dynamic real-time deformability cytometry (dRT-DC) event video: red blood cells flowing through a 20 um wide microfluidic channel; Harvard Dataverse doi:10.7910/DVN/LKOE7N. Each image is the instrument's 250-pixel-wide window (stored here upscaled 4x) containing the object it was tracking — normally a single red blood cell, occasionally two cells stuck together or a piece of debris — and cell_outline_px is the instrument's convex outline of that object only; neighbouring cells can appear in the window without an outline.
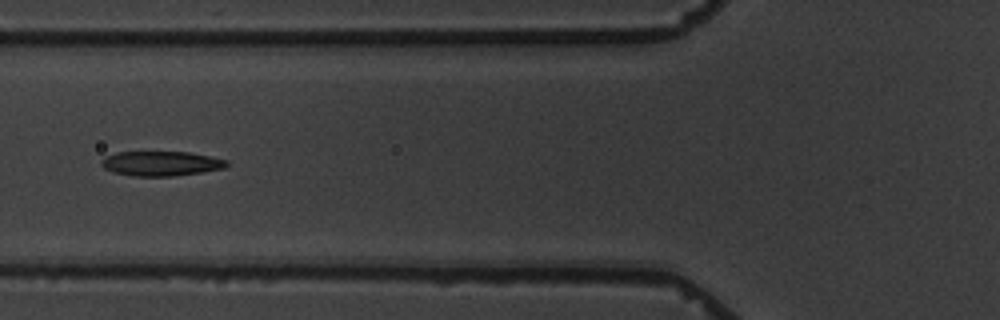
{"species": "common noctule bat (a hibernating species)", "species_latin": "Nyctalus noctula", "temperature_condition": "warm", "stored_images_in_passage": 7, "camera_frame_rate_fps": 3000, "um_per_image_px": 0.085, "animal": {"sex": "male", "body_mass_g": 19.5, "forearm_length_mm": 54.6}, "frame": {"image": 1, "passage_image": 6, "time_ms": 5.667, "image_size_px": [1000, 320], "cell_outline_px": [[228, 164], [224, 168], [200, 172], [172, 176], [132, 176], [112, 172], [104, 168], [100, 164], [100, 160], [116, 152], [188, 152], [228, 160]], "centroid_in_image_um": [13.65, 13.9], "position_along_channel_um": 112.1, "area_um2": 17.92}}
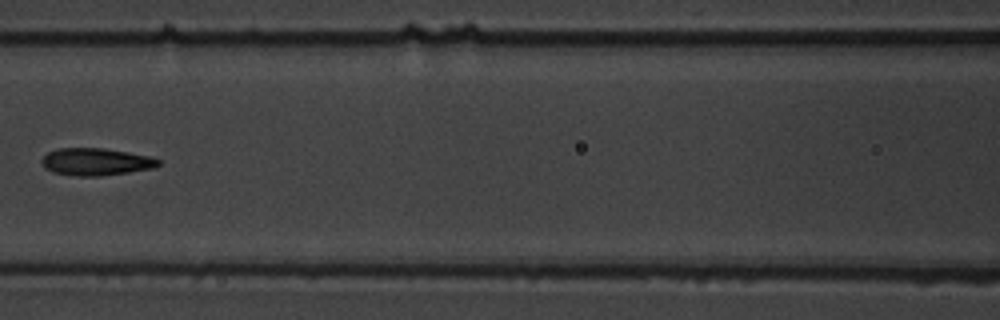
{"frame": {"image": 2, "passage_image": 7, "time_ms": 7.0, "image_size_px": [1000, 320], "cell_outline_px": [[160, 164], [152, 168], [128, 172], [100, 176], [72, 176], [56, 172], [44, 168], [40, 160], [48, 152], [56, 148], [104, 148], [128, 152], [148, 156], [160, 160]], "centroid_in_image_um": [8.12, 13.75], "position_along_channel_um": 158.5, "area_um2": 18.5}}